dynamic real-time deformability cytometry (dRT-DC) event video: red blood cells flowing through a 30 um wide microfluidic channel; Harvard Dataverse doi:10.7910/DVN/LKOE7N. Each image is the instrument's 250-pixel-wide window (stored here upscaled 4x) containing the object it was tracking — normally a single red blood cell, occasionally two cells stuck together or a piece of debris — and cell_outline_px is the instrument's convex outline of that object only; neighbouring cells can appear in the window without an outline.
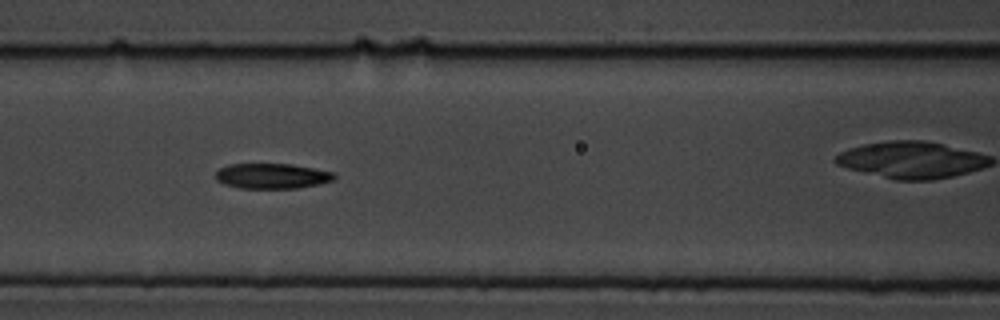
{"species": "common noctule bat (a hibernating species)", "species_latin": "Nyctalus noctula", "temperature_condition": "cold", "stored_images_in_passage": 8, "segment_of_instrument_passage": [1, 2], "camera_frame_rate_fps": 3000, "um_per_image_px": 0.085, "animal": {"sex": "male", "body_mass_g": 19.5, "forearm_length_mm": 54.6}, "frame": {"image": 1, "passage_image": 7, "time_ms": 2.0, "image_size_px": [1000, 320], "cell_outline_px": [[336, 176], [332, 180], [316, 184], [296, 188], [240, 188], [224, 184], [216, 180], [216, 172], [220, 168], [228, 164], [292, 164], [336, 172]], "centroid_in_image_um": [23.11, 14.95], "position_along_channel_um": 143.5, "area_um2": 17.4}}